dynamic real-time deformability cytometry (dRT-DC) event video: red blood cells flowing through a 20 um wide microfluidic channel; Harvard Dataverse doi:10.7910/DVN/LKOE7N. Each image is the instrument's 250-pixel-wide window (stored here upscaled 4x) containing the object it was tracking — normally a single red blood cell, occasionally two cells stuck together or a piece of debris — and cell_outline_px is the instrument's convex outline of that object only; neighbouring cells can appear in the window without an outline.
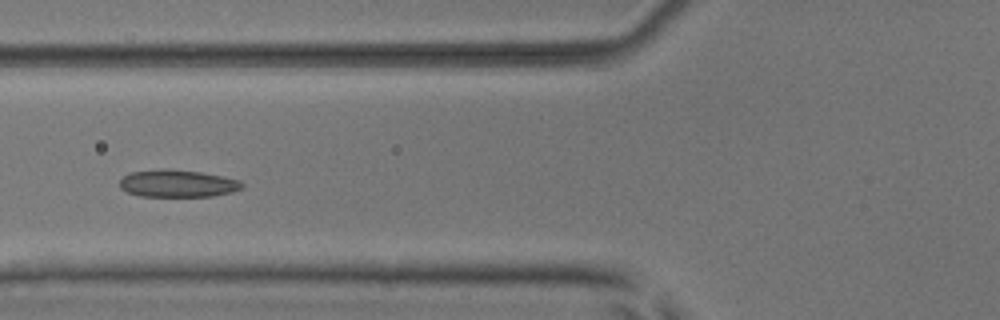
{"species": "common noctule bat (a hibernating species)", "species_latin": "Nyctalus noctula", "temperature_condition": "room temperature", "stored_images_in_passage": 5, "camera_frame_rate_fps": 3000, "um_per_image_px": 0.085, "animal": {"sex": "male", "body_mass_g": 17.9, "forearm_length_mm": 54.2}, "frame": {"image": 1, "passage_image": 5, "time_ms": 4.667, "image_size_px": [1000, 320], "cell_outline_px": [[244, 188], [232, 192], [212, 196], [140, 196], [128, 192], [120, 188], [120, 180], [124, 176], [132, 172], [160, 168], [168, 168], [200, 172], [224, 176], [240, 180], [244, 184]], "centroid_in_image_um": [15.13, 15.58], "position_along_channel_um": 110.7, "area_um2": 19.65}}